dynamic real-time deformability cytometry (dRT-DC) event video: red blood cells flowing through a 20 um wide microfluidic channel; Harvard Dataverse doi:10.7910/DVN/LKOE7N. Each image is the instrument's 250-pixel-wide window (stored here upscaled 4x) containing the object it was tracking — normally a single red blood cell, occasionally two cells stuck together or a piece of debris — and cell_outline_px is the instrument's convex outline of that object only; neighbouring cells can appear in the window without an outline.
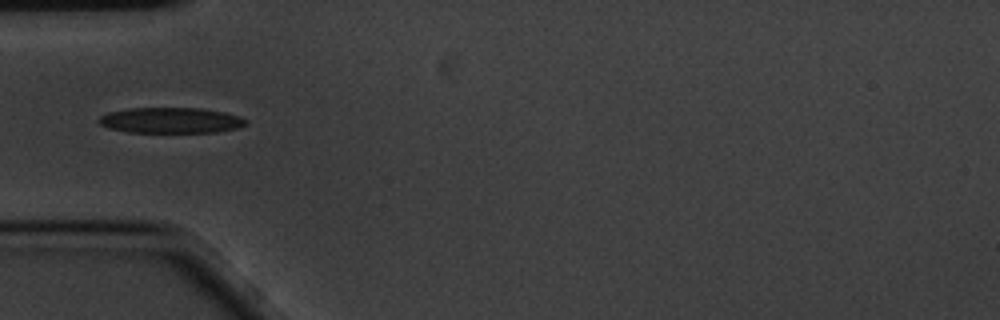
{"species": "common noctule bat (a hibernating species)", "species_latin": "Nyctalus noctula", "temperature_condition": "cold", "stored_images_in_passage": 15, "camera_frame_rate_fps": 3000, "um_per_image_px": 0.085, "animal": {"sex": "male", "body_mass_g": 20.1, "forearm_length_mm": 53.5}, "frame": {"image": 1, "passage_image": 5, "time_ms": 1.333, "image_size_px": [1000, 320], "cell_outline_px": [[248, 124], [236, 128], [216, 132], [128, 132], [108, 128], [100, 124], [96, 120], [100, 116], [108, 112], [128, 108], [200, 108], [224, 112], [240, 116], [248, 120]], "centroid_in_image_um": [14.51, 10.22], "position_along_channel_um": 70.5, "area_um2": 22.08}}
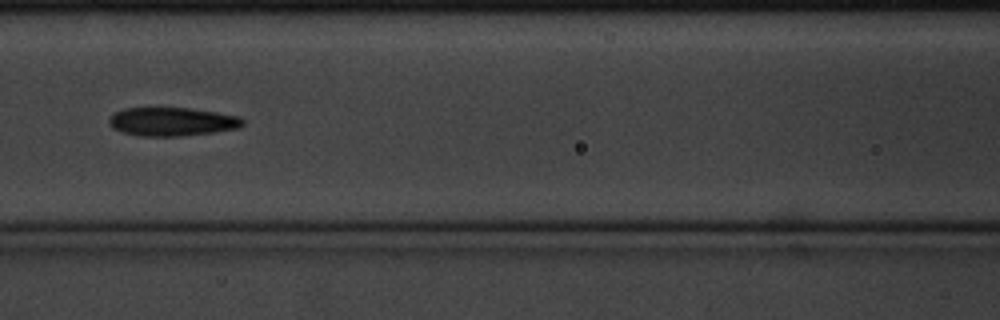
{"frame": {"image": 2, "passage_image": 7, "time_ms": 2.0, "image_size_px": [1000, 320], "cell_outline_px": [[244, 124], [236, 128], [212, 132], [180, 136], [140, 136], [124, 132], [112, 128], [108, 120], [116, 112], [124, 108], [188, 108], [216, 112], [240, 116], [244, 120]], "centroid_in_image_um": [14.63, 10.34], "position_along_channel_um": 152.0, "area_um2": 22.02}}
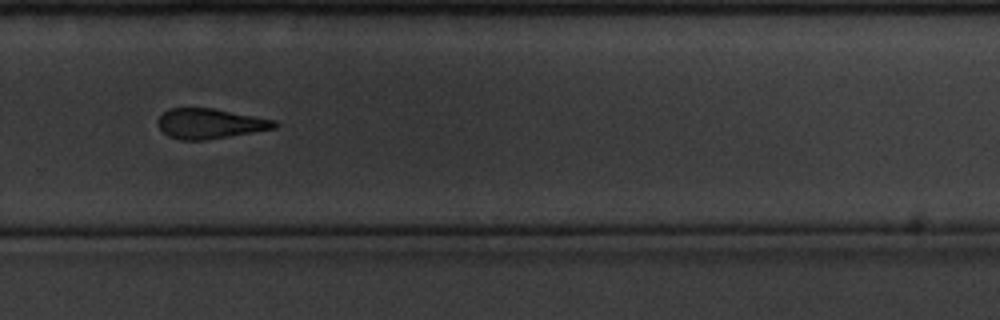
{"frame": {"image": 3, "passage_image": 11, "time_ms": 3.333, "image_size_px": [1000, 320], "cell_outline_px": [[280, 124], [276, 128], [204, 140], [180, 140], [168, 136], [156, 124], [156, 120], [168, 108], [212, 108], [276, 120]], "centroid_in_image_um": [17.83, 10.5], "position_along_channel_um": 312.0, "area_um2": 20.4}}